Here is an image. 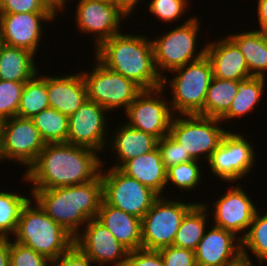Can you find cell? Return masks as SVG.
<instances>
[{
  "instance_id": "52a82bcc",
  "label": "cell",
  "mask_w": 267,
  "mask_h": 266,
  "mask_svg": "<svg viewBox=\"0 0 267 266\" xmlns=\"http://www.w3.org/2000/svg\"><path fill=\"white\" fill-rule=\"evenodd\" d=\"M227 132L220 119L191 114L174 115L169 135L194 160L207 163Z\"/></svg>"
},
{
  "instance_id": "ee69618b",
  "label": "cell",
  "mask_w": 267,
  "mask_h": 266,
  "mask_svg": "<svg viewBox=\"0 0 267 266\" xmlns=\"http://www.w3.org/2000/svg\"><path fill=\"white\" fill-rule=\"evenodd\" d=\"M69 0H42V2L46 5V7L57 17L58 13L66 12V2L68 3Z\"/></svg>"
},
{
  "instance_id": "8d00e7d4",
  "label": "cell",
  "mask_w": 267,
  "mask_h": 266,
  "mask_svg": "<svg viewBox=\"0 0 267 266\" xmlns=\"http://www.w3.org/2000/svg\"><path fill=\"white\" fill-rule=\"evenodd\" d=\"M9 238L10 266H50L51 260Z\"/></svg>"
},
{
  "instance_id": "1f68e13d",
  "label": "cell",
  "mask_w": 267,
  "mask_h": 266,
  "mask_svg": "<svg viewBox=\"0 0 267 266\" xmlns=\"http://www.w3.org/2000/svg\"><path fill=\"white\" fill-rule=\"evenodd\" d=\"M256 211L245 236L241 239V253L250 256V252L261 266L267 262V209L261 214Z\"/></svg>"
},
{
  "instance_id": "e0dca14e",
  "label": "cell",
  "mask_w": 267,
  "mask_h": 266,
  "mask_svg": "<svg viewBox=\"0 0 267 266\" xmlns=\"http://www.w3.org/2000/svg\"><path fill=\"white\" fill-rule=\"evenodd\" d=\"M76 245L95 265L124 266L129 250L96 218L90 219L74 238Z\"/></svg>"
},
{
  "instance_id": "277c9868",
  "label": "cell",
  "mask_w": 267,
  "mask_h": 266,
  "mask_svg": "<svg viewBox=\"0 0 267 266\" xmlns=\"http://www.w3.org/2000/svg\"><path fill=\"white\" fill-rule=\"evenodd\" d=\"M11 238L51 261L74 245V237L53 221L33 198L24 207Z\"/></svg>"
},
{
  "instance_id": "e575fe53",
  "label": "cell",
  "mask_w": 267,
  "mask_h": 266,
  "mask_svg": "<svg viewBox=\"0 0 267 266\" xmlns=\"http://www.w3.org/2000/svg\"><path fill=\"white\" fill-rule=\"evenodd\" d=\"M190 0H150L149 2L148 10L151 14H153V17L158 21H162L163 23H173L177 24L178 20L184 17L183 14L190 12L187 9H189L188 6Z\"/></svg>"
},
{
  "instance_id": "4fadbf2b",
  "label": "cell",
  "mask_w": 267,
  "mask_h": 266,
  "mask_svg": "<svg viewBox=\"0 0 267 266\" xmlns=\"http://www.w3.org/2000/svg\"><path fill=\"white\" fill-rule=\"evenodd\" d=\"M45 144L31 118L14 116L6 119L2 128L0 163L14 161L27 171Z\"/></svg>"
},
{
  "instance_id": "f546056e",
  "label": "cell",
  "mask_w": 267,
  "mask_h": 266,
  "mask_svg": "<svg viewBox=\"0 0 267 266\" xmlns=\"http://www.w3.org/2000/svg\"><path fill=\"white\" fill-rule=\"evenodd\" d=\"M19 193L16 190H0V239L11 238L15 234L22 211L32 199V195L29 198Z\"/></svg>"
},
{
  "instance_id": "30bf717a",
  "label": "cell",
  "mask_w": 267,
  "mask_h": 266,
  "mask_svg": "<svg viewBox=\"0 0 267 266\" xmlns=\"http://www.w3.org/2000/svg\"><path fill=\"white\" fill-rule=\"evenodd\" d=\"M103 160L101 180L103 200L113 207L142 219L159 197L154 191L124 174L119 168L108 167ZM105 169V170H104Z\"/></svg>"
},
{
  "instance_id": "5b68a950",
  "label": "cell",
  "mask_w": 267,
  "mask_h": 266,
  "mask_svg": "<svg viewBox=\"0 0 267 266\" xmlns=\"http://www.w3.org/2000/svg\"><path fill=\"white\" fill-rule=\"evenodd\" d=\"M199 18L190 15L188 19H182L184 23L179 26L151 38L155 66L162 79L167 75L166 73L200 60L206 55V43L203 47L200 45V48H197L199 42L197 37H200L198 35L201 27Z\"/></svg>"
},
{
  "instance_id": "ffe728a7",
  "label": "cell",
  "mask_w": 267,
  "mask_h": 266,
  "mask_svg": "<svg viewBox=\"0 0 267 266\" xmlns=\"http://www.w3.org/2000/svg\"><path fill=\"white\" fill-rule=\"evenodd\" d=\"M46 85L49 106L68 117L88 99L86 84L81 72L68 75L47 74Z\"/></svg>"
},
{
  "instance_id": "f6af8a7d",
  "label": "cell",
  "mask_w": 267,
  "mask_h": 266,
  "mask_svg": "<svg viewBox=\"0 0 267 266\" xmlns=\"http://www.w3.org/2000/svg\"><path fill=\"white\" fill-rule=\"evenodd\" d=\"M0 266H10L9 238L0 239Z\"/></svg>"
},
{
  "instance_id": "60d3db41",
  "label": "cell",
  "mask_w": 267,
  "mask_h": 266,
  "mask_svg": "<svg viewBox=\"0 0 267 266\" xmlns=\"http://www.w3.org/2000/svg\"><path fill=\"white\" fill-rule=\"evenodd\" d=\"M124 266H165L159 250L137 249L129 251Z\"/></svg>"
},
{
  "instance_id": "44dd1931",
  "label": "cell",
  "mask_w": 267,
  "mask_h": 266,
  "mask_svg": "<svg viewBox=\"0 0 267 266\" xmlns=\"http://www.w3.org/2000/svg\"><path fill=\"white\" fill-rule=\"evenodd\" d=\"M206 56L215 78L240 81L251 77L244 55L228 35L214 42L207 41Z\"/></svg>"
},
{
  "instance_id": "8992f818",
  "label": "cell",
  "mask_w": 267,
  "mask_h": 266,
  "mask_svg": "<svg viewBox=\"0 0 267 266\" xmlns=\"http://www.w3.org/2000/svg\"><path fill=\"white\" fill-rule=\"evenodd\" d=\"M172 78L163 77L162 87L171 91L169 100L174 115L198 114L205 104L207 90L213 79L212 65L205 55L171 72ZM168 83V84H167ZM168 85V86H167Z\"/></svg>"
},
{
  "instance_id": "8fae6325",
  "label": "cell",
  "mask_w": 267,
  "mask_h": 266,
  "mask_svg": "<svg viewBox=\"0 0 267 266\" xmlns=\"http://www.w3.org/2000/svg\"><path fill=\"white\" fill-rule=\"evenodd\" d=\"M232 131L228 129L207 164L210 173L214 174L216 179L236 184V181H241L245 176L250 175L257 155L254 145L248 140L246 134Z\"/></svg>"
},
{
  "instance_id": "f1b7e54d",
  "label": "cell",
  "mask_w": 267,
  "mask_h": 266,
  "mask_svg": "<svg viewBox=\"0 0 267 266\" xmlns=\"http://www.w3.org/2000/svg\"><path fill=\"white\" fill-rule=\"evenodd\" d=\"M237 91V81L213 77L204 108L197 115L220 119L229 110Z\"/></svg>"
},
{
  "instance_id": "7402d4cb",
  "label": "cell",
  "mask_w": 267,
  "mask_h": 266,
  "mask_svg": "<svg viewBox=\"0 0 267 266\" xmlns=\"http://www.w3.org/2000/svg\"><path fill=\"white\" fill-rule=\"evenodd\" d=\"M122 123L109 136L106 147L115 156V164L111 166L113 168H120L126 161L149 153L158 146L156 137L132 128L126 122Z\"/></svg>"
},
{
  "instance_id": "83f0119b",
  "label": "cell",
  "mask_w": 267,
  "mask_h": 266,
  "mask_svg": "<svg viewBox=\"0 0 267 266\" xmlns=\"http://www.w3.org/2000/svg\"><path fill=\"white\" fill-rule=\"evenodd\" d=\"M183 218L173 246L195 250L207 228L209 211L198 201ZM208 218V219H207Z\"/></svg>"
},
{
  "instance_id": "3957f363",
  "label": "cell",
  "mask_w": 267,
  "mask_h": 266,
  "mask_svg": "<svg viewBox=\"0 0 267 266\" xmlns=\"http://www.w3.org/2000/svg\"><path fill=\"white\" fill-rule=\"evenodd\" d=\"M33 200L74 238L90 219L97 217L103 201L101 175L84 184L30 190Z\"/></svg>"
},
{
  "instance_id": "d590c367",
  "label": "cell",
  "mask_w": 267,
  "mask_h": 266,
  "mask_svg": "<svg viewBox=\"0 0 267 266\" xmlns=\"http://www.w3.org/2000/svg\"><path fill=\"white\" fill-rule=\"evenodd\" d=\"M25 82L0 80V118L17 116Z\"/></svg>"
},
{
  "instance_id": "bcb514c9",
  "label": "cell",
  "mask_w": 267,
  "mask_h": 266,
  "mask_svg": "<svg viewBox=\"0 0 267 266\" xmlns=\"http://www.w3.org/2000/svg\"><path fill=\"white\" fill-rule=\"evenodd\" d=\"M141 0H115V4L119 5L127 14L132 15L134 11L138 8V4L140 5ZM135 9V10H134Z\"/></svg>"
},
{
  "instance_id": "74e56055",
  "label": "cell",
  "mask_w": 267,
  "mask_h": 266,
  "mask_svg": "<svg viewBox=\"0 0 267 266\" xmlns=\"http://www.w3.org/2000/svg\"><path fill=\"white\" fill-rule=\"evenodd\" d=\"M158 149L166 169L194 159L169 134L158 140Z\"/></svg>"
},
{
  "instance_id": "603a6c76",
  "label": "cell",
  "mask_w": 267,
  "mask_h": 266,
  "mask_svg": "<svg viewBox=\"0 0 267 266\" xmlns=\"http://www.w3.org/2000/svg\"><path fill=\"white\" fill-rule=\"evenodd\" d=\"M96 219L129 251L142 248L141 219L108 205L104 200Z\"/></svg>"
},
{
  "instance_id": "6da1fadb",
  "label": "cell",
  "mask_w": 267,
  "mask_h": 266,
  "mask_svg": "<svg viewBox=\"0 0 267 266\" xmlns=\"http://www.w3.org/2000/svg\"><path fill=\"white\" fill-rule=\"evenodd\" d=\"M101 154L70 143H47L36 161L23 172L31 190L84 184L95 180L103 166Z\"/></svg>"
},
{
  "instance_id": "9a60e30c",
  "label": "cell",
  "mask_w": 267,
  "mask_h": 266,
  "mask_svg": "<svg viewBox=\"0 0 267 266\" xmlns=\"http://www.w3.org/2000/svg\"><path fill=\"white\" fill-rule=\"evenodd\" d=\"M108 113L102 105L87 99L74 114L68 117L66 143L104 153L111 134L108 130L110 128L108 126L110 123H107L110 122Z\"/></svg>"
},
{
  "instance_id": "d6986e66",
  "label": "cell",
  "mask_w": 267,
  "mask_h": 266,
  "mask_svg": "<svg viewBox=\"0 0 267 266\" xmlns=\"http://www.w3.org/2000/svg\"><path fill=\"white\" fill-rule=\"evenodd\" d=\"M210 226L194 250L196 264L223 266L241 253V239L221 227Z\"/></svg>"
},
{
  "instance_id": "d4e9b609",
  "label": "cell",
  "mask_w": 267,
  "mask_h": 266,
  "mask_svg": "<svg viewBox=\"0 0 267 266\" xmlns=\"http://www.w3.org/2000/svg\"><path fill=\"white\" fill-rule=\"evenodd\" d=\"M254 29L227 34L244 55L250 75L266 78L267 32Z\"/></svg>"
},
{
  "instance_id": "7bdbcfd3",
  "label": "cell",
  "mask_w": 267,
  "mask_h": 266,
  "mask_svg": "<svg viewBox=\"0 0 267 266\" xmlns=\"http://www.w3.org/2000/svg\"><path fill=\"white\" fill-rule=\"evenodd\" d=\"M257 21L259 28L256 30L267 32V0H257Z\"/></svg>"
},
{
  "instance_id": "ba28073f",
  "label": "cell",
  "mask_w": 267,
  "mask_h": 266,
  "mask_svg": "<svg viewBox=\"0 0 267 266\" xmlns=\"http://www.w3.org/2000/svg\"><path fill=\"white\" fill-rule=\"evenodd\" d=\"M159 196L141 219L142 248L159 250L173 245L184 216L198 203L182 202L179 196Z\"/></svg>"
},
{
  "instance_id": "b9f144b4",
  "label": "cell",
  "mask_w": 267,
  "mask_h": 266,
  "mask_svg": "<svg viewBox=\"0 0 267 266\" xmlns=\"http://www.w3.org/2000/svg\"><path fill=\"white\" fill-rule=\"evenodd\" d=\"M94 264V265H93ZM50 266H97L76 245L57 259L51 261Z\"/></svg>"
},
{
  "instance_id": "484cf974",
  "label": "cell",
  "mask_w": 267,
  "mask_h": 266,
  "mask_svg": "<svg viewBox=\"0 0 267 266\" xmlns=\"http://www.w3.org/2000/svg\"><path fill=\"white\" fill-rule=\"evenodd\" d=\"M35 57L34 53L26 49L4 45L0 52V80L14 82L31 80L40 70Z\"/></svg>"
},
{
  "instance_id": "d6a6232c",
  "label": "cell",
  "mask_w": 267,
  "mask_h": 266,
  "mask_svg": "<svg viewBox=\"0 0 267 266\" xmlns=\"http://www.w3.org/2000/svg\"><path fill=\"white\" fill-rule=\"evenodd\" d=\"M31 120L46 144L66 142L68 136V116L49 107L34 115Z\"/></svg>"
},
{
  "instance_id": "681fc988",
  "label": "cell",
  "mask_w": 267,
  "mask_h": 266,
  "mask_svg": "<svg viewBox=\"0 0 267 266\" xmlns=\"http://www.w3.org/2000/svg\"><path fill=\"white\" fill-rule=\"evenodd\" d=\"M4 45H5V44H4V40H3L2 36H1V33H0V52H1V49H2V47H3Z\"/></svg>"
},
{
  "instance_id": "7a4b0ae2",
  "label": "cell",
  "mask_w": 267,
  "mask_h": 266,
  "mask_svg": "<svg viewBox=\"0 0 267 266\" xmlns=\"http://www.w3.org/2000/svg\"><path fill=\"white\" fill-rule=\"evenodd\" d=\"M146 35L130 32L113 35L93 50L95 58L143 90L160 88L163 79L155 66L151 37Z\"/></svg>"
},
{
  "instance_id": "4dcf8cb0",
  "label": "cell",
  "mask_w": 267,
  "mask_h": 266,
  "mask_svg": "<svg viewBox=\"0 0 267 266\" xmlns=\"http://www.w3.org/2000/svg\"><path fill=\"white\" fill-rule=\"evenodd\" d=\"M39 73L31 80L25 82L17 116L32 118L42 110L49 108L46 75Z\"/></svg>"
},
{
  "instance_id": "f907efd6",
  "label": "cell",
  "mask_w": 267,
  "mask_h": 266,
  "mask_svg": "<svg viewBox=\"0 0 267 266\" xmlns=\"http://www.w3.org/2000/svg\"><path fill=\"white\" fill-rule=\"evenodd\" d=\"M103 1L111 2L115 4V0H103Z\"/></svg>"
},
{
  "instance_id": "c3c4849f",
  "label": "cell",
  "mask_w": 267,
  "mask_h": 266,
  "mask_svg": "<svg viewBox=\"0 0 267 266\" xmlns=\"http://www.w3.org/2000/svg\"><path fill=\"white\" fill-rule=\"evenodd\" d=\"M3 122L4 120L0 118V147H1V142H2V128H3Z\"/></svg>"
},
{
  "instance_id": "836d02e7",
  "label": "cell",
  "mask_w": 267,
  "mask_h": 266,
  "mask_svg": "<svg viewBox=\"0 0 267 266\" xmlns=\"http://www.w3.org/2000/svg\"><path fill=\"white\" fill-rule=\"evenodd\" d=\"M199 160H193L178 165L171 166L167 169L166 186L171 185L181 191L196 190L197 186H201L202 165Z\"/></svg>"
},
{
  "instance_id": "4316f807",
  "label": "cell",
  "mask_w": 267,
  "mask_h": 266,
  "mask_svg": "<svg viewBox=\"0 0 267 266\" xmlns=\"http://www.w3.org/2000/svg\"><path fill=\"white\" fill-rule=\"evenodd\" d=\"M266 79L267 77L251 76L237 81V94L233 98L229 110L220 118V121L226 125L233 119H244L248 114L250 116L254 110L256 111L258 103H261V99L265 95Z\"/></svg>"
},
{
  "instance_id": "cb8c5ba5",
  "label": "cell",
  "mask_w": 267,
  "mask_h": 266,
  "mask_svg": "<svg viewBox=\"0 0 267 266\" xmlns=\"http://www.w3.org/2000/svg\"><path fill=\"white\" fill-rule=\"evenodd\" d=\"M119 169L150 188L158 196H166L164 188L166 189L167 169L158 147L149 153L126 161Z\"/></svg>"
},
{
  "instance_id": "ac0fdd59",
  "label": "cell",
  "mask_w": 267,
  "mask_h": 266,
  "mask_svg": "<svg viewBox=\"0 0 267 266\" xmlns=\"http://www.w3.org/2000/svg\"><path fill=\"white\" fill-rule=\"evenodd\" d=\"M56 18L53 13H0V33L4 44L37 55L40 41L46 34L43 33V22L54 23Z\"/></svg>"
},
{
  "instance_id": "7c38bea8",
  "label": "cell",
  "mask_w": 267,
  "mask_h": 266,
  "mask_svg": "<svg viewBox=\"0 0 267 266\" xmlns=\"http://www.w3.org/2000/svg\"><path fill=\"white\" fill-rule=\"evenodd\" d=\"M164 92L163 87L143 90L122 113L127 118L124 122L158 140L168 135L174 114Z\"/></svg>"
},
{
  "instance_id": "9c48e42d",
  "label": "cell",
  "mask_w": 267,
  "mask_h": 266,
  "mask_svg": "<svg viewBox=\"0 0 267 266\" xmlns=\"http://www.w3.org/2000/svg\"><path fill=\"white\" fill-rule=\"evenodd\" d=\"M92 59L95 61L90 71L80 69L88 99L102 105L108 112L118 109L125 112L143 89L134 81L106 68L95 57Z\"/></svg>"
},
{
  "instance_id": "ab89813d",
  "label": "cell",
  "mask_w": 267,
  "mask_h": 266,
  "mask_svg": "<svg viewBox=\"0 0 267 266\" xmlns=\"http://www.w3.org/2000/svg\"><path fill=\"white\" fill-rule=\"evenodd\" d=\"M0 13H52L42 0H0Z\"/></svg>"
},
{
  "instance_id": "2e32d148",
  "label": "cell",
  "mask_w": 267,
  "mask_h": 266,
  "mask_svg": "<svg viewBox=\"0 0 267 266\" xmlns=\"http://www.w3.org/2000/svg\"><path fill=\"white\" fill-rule=\"evenodd\" d=\"M243 185H229L225 189L227 191L221 195L216 201H213L212 208L208 206V202H201L208 210L209 216L212 218V225L221 227L227 231L234 233L237 237L242 239L251 222L253 217L258 210L257 204L251 200L250 195L245 192ZM214 209L212 212L210 209ZM241 233V234H240ZM239 234V235H238Z\"/></svg>"
},
{
  "instance_id": "5bb4252c",
  "label": "cell",
  "mask_w": 267,
  "mask_h": 266,
  "mask_svg": "<svg viewBox=\"0 0 267 266\" xmlns=\"http://www.w3.org/2000/svg\"><path fill=\"white\" fill-rule=\"evenodd\" d=\"M74 22L82 34H93L96 49L103 41L119 34L124 29L121 20L130 19L119 5L103 0H78ZM121 22V23H120Z\"/></svg>"
},
{
  "instance_id": "f35d334b",
  "label": "cell",
  "mask_w": 267,
  "mask_h": 266,
  "mask_svg": "<svg viewBox=\"0 0 267 266\" xmlns=\"http://www.w3.org/2000/svg\"><path fill=\"white\" fill-rule=\"evenodd\" d=\"M165 266H196L194 250L167 246L159 249Z\"/></svg>"
},
{
  "instance_id": "7dc6e473",
  "label": "cell",
  "mask_w": 267,
  "mask_h": 266,
  "mask_svg": "<svg viewBox=\"0 0 267 266\" xmlns=\"http://www.w3.org/2000/svg\"><path fill=\"white\" fill-rule=\"evenodd\" d=\"M249 256L240 253L235 259L225 263L223 266H254Z\"/></svg>"
}]
</instances>
